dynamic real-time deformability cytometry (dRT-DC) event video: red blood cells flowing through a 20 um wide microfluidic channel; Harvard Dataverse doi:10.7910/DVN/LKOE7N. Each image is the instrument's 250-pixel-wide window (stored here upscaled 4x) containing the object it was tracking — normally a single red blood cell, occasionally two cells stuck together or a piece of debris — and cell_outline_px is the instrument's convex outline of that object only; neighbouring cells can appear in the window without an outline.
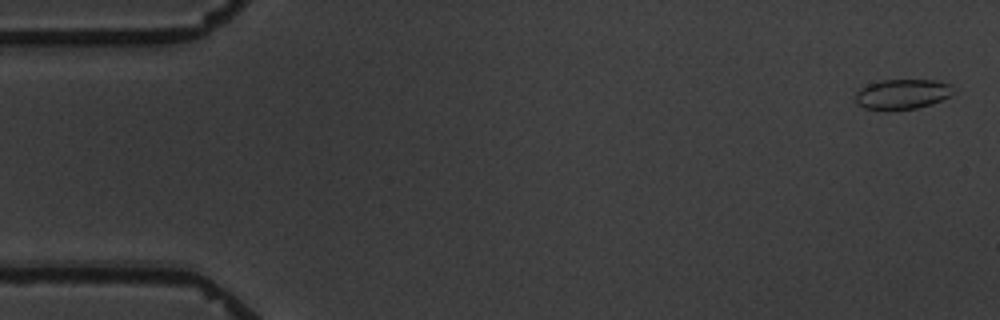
{"species": "common noctule bat (a hibernating species)", "species_latin": "Nyctalus noctula", "temperature_condition": "warm", "stored_images_in_passage": 5, "camera_frame_rate_fps": 3000, "um_per_image_px": 0.085, "animal": {"sex": "male", "body_mass_g": 19.5, "forearm_length_mm": 54.6}, "frame": {"image": 1, "passage_image": 1, "time_ms": 0.0, "image_size_px": [1000, 320], "cell_outline_px": [[956, 92], [940, 100], [916, 108], [884, 112], [864, 108], [856, 104], [856, 92], [860, 88], [868, 84], [880, 80], [936, 80], [948, 84], [956, 88]], "centroid_in_image_um": [76.65, 8.02], "position_along_channel_um": 8.3, "area_um2": 17.46}}